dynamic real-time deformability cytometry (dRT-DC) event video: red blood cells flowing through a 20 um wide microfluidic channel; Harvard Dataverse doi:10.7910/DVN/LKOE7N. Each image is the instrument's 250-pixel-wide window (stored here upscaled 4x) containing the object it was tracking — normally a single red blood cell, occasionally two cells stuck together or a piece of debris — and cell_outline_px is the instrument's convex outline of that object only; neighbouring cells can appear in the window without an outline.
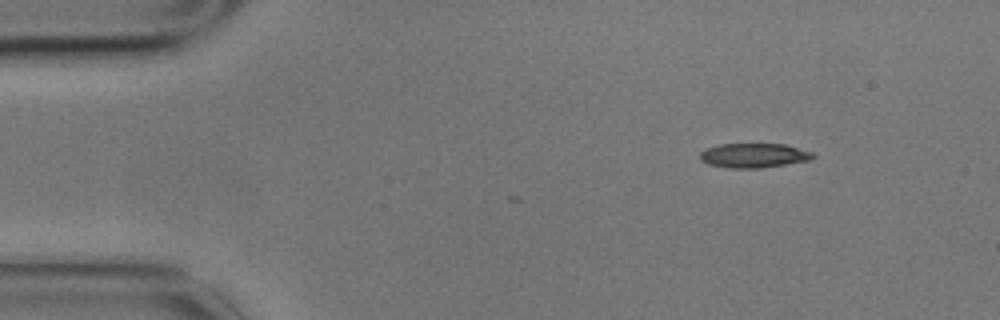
{"species": "common noctule bat (a hibernating species)", "species_latin": "Nyctalus noctula", "temperature_condition": "cold", "stored_images_in_passage": 2, "camera_frame_rate_fps": 3000, "um_per_image_px": 0.085, "animal": {"sex": "male", "body_mass_g": 17.9}, "frame": {"image": 1, "passage_image": 2, "time_ms": 0.333, "image_size_px": [1000, 320], "cell_outline_px": [[816, 156], [808, 160], [760, 168], [732, 168], [708, 164], [700, 160], [700, 152], [708, 148], [720, 144], [784, 144], [812, 152]], "centroid_in_image_um": [64.05, 13.21], "position_along_channel_um": 20.9, "area_um2": 15.84}}